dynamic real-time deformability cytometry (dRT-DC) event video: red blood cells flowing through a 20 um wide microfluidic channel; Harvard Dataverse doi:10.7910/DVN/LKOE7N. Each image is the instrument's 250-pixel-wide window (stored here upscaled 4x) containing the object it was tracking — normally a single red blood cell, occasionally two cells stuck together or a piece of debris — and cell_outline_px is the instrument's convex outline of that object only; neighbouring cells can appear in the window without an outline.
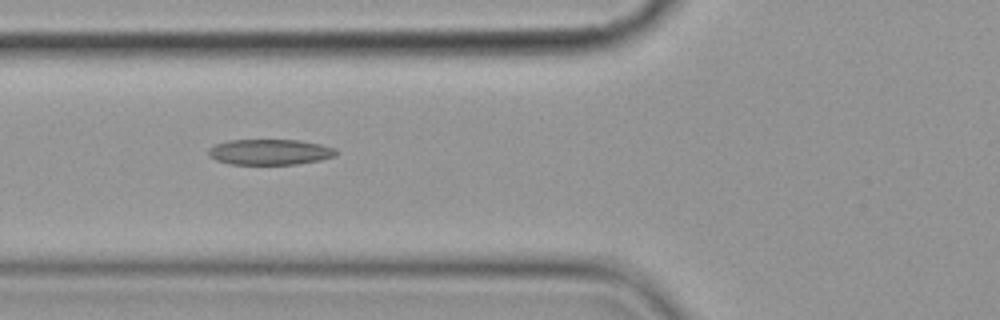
{"species": "common noctule bat (a hibernating species)", "species_latin": "Nyctalus noctula", "temperature_condition": "cold", "stored_images_in_passage": 15, "camera_frame_rate_fps": 3000, "um_per_image_px": 0.085, "animal": {"sex": "female", "body_mass_g": 19.9}, "frame": {"image": 1, "passage_image": 6, "time_ms": 6.667, "image_size_px": [1000, 320], "cell_outline_px": [[336, 156], [320, 160], [296, 164], [228, 164], [216, 160], [208, 156], [208, 148], [216, 144], [228, 140], [300, 140], [320, 144], [336, 148]], "centroid_in_image_um": [22.92, 12.92], "position_along_channel_um": 102.9, "area_um2": 19.13}}
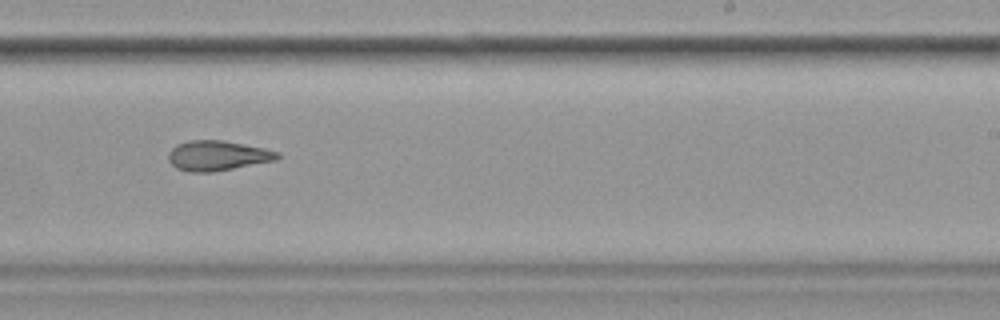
{"frame": {"image": 2, "passage_image": 10, "time_ms": 11.333, "image_size_px": [1000, 320], "cell_outline_px": [[280, 156], [276, 160], [212, 172], [188, 172], [176, 168], [168, 160], [168, 152], [176, 144], [188, 140], [220, 140], [244, 144], [264, 148], [280, 152]], "centroid_in_image_um": [18.46, 13.22], "position_along_channel_um": 270.5, "area_um2": 19.07}}
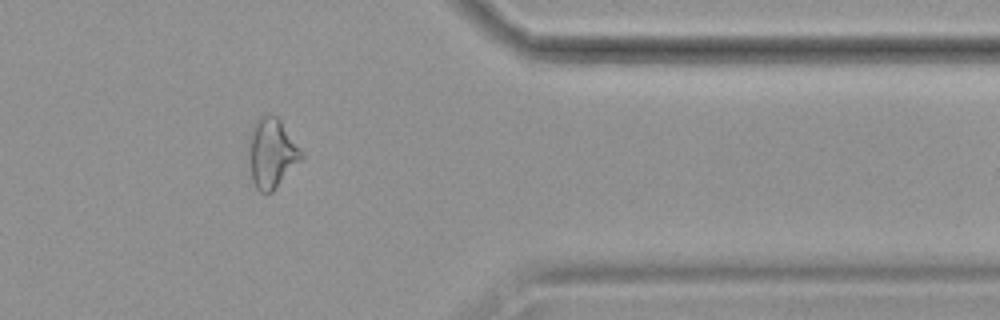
{"frame": {"image": 3, "passage_image": 13, "time_ms": 15.0, "image_size_px": [1000, 320], "cell_outline_px": [[304, 156], [272, 192], [260, 192], [256, 188], [252, 180], [248, 148], [248, 136], [252, 124], [260, 116], [276, 116], [280, 120]], "centroid_in_image_um": [23.04, 13.01], "position_along_channel_um": 388.4, "area_um2": 20.98}, "authors_computed_cell_mechanics": {"area_um2": 19.3052, "velocity_mm_per_s": 3.6088, "shape_relaxation_time_tau1_ms": 8.9928, "shape_relaxation_time_tau2_ms": 4.7591, "deformation_change_tau1": 0.2166, "deformation_change_tau2": 0.1445}}